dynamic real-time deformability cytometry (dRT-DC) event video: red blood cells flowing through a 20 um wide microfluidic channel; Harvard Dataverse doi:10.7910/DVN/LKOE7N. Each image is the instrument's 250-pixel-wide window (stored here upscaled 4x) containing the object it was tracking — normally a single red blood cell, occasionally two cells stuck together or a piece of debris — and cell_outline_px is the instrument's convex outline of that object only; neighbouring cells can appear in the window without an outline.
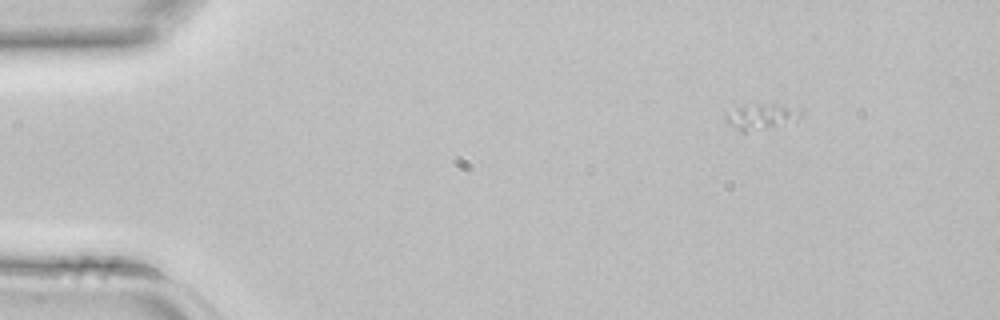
{"species": "common noctule bat (a hibernating species)", "species_latin": "Nyctalus noctula", "temperature_condition": "room temperature", "stored_images_in_passage": 3, "camera_frame_rate_fps": 3000, "um_per_image_px": 0.085, "animal": {"sex": "female", "body_mass_g": 22.7, "forearm_length_mm": 54.2}, "frame": {"image": 1, "passage_image": 1, "time_ms": 0.0, "image_size_px": [1000, 320], "cell_outline_px": [[804, 112], [796, 120], [744, 132], [740, 132], [728, 124], [724, 116], [724, 112], [736, 108], [756, 104], [780, 104], [800, 108]], "centroid_in_image_um": [64.68, 9.88], "position_along_channel_um": 20.3, "area_um2": 11.04}}